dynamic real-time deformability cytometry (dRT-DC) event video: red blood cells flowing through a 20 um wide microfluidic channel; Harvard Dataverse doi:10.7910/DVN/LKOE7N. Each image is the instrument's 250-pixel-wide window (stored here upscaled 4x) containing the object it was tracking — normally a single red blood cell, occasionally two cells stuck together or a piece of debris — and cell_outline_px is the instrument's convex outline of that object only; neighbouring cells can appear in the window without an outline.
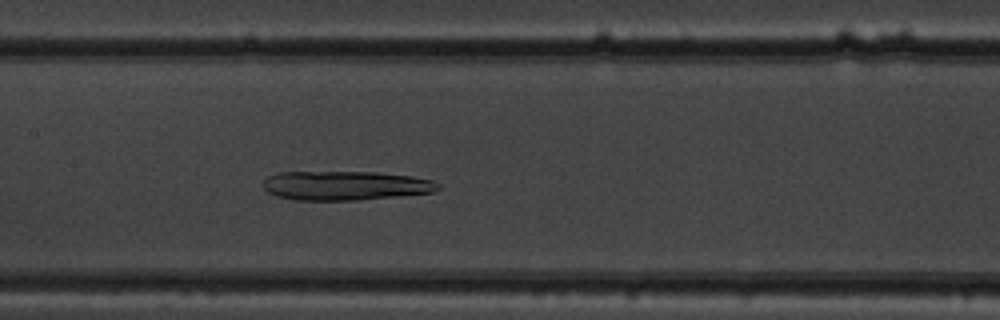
{"species": "common noctule bat (a hibernating species)", "species_latin": "Nyctalus noctula", "temperature_condition": "warm", "stored_images_in_passage": 47, "camera_frame_rate_fps": 3000, "um_per_image_px": 0.085, "animal": {"sex": "male", "body_mass_g": 19.5, "forearm_length_mm": 54.6}, "frame": {"image": 1, "passage_image": 19, "time_ms": 6.0, "image_size_px": [1000, 320], "cell_outline_px": [[440, 188], [436, 192], [400, 196], [356, 200], [292, 200], [276, 196], [268, 192], [264, 188], [264, 180], [268, 176], [280, 172], [376, 172], [412, 176], [432, 180], [440, 184]], "centroid_in_image_um": [29.38, 15.78], "position_along_channel_um": 178.0, "area_um2": 29.94}}
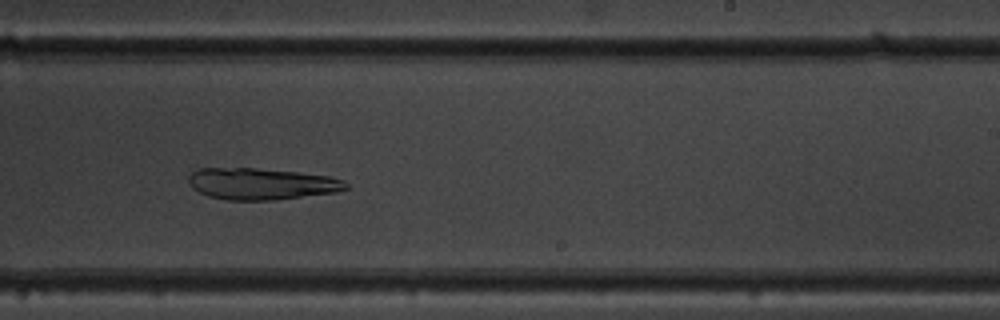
{"frame": {"image": 2, "passage_image": 26, "time_ms": 8.333, "image_size_px": [1000, 320], "cell_outline_px": [[348, 188], [336, 192], [272, 200], [228, 200], [208, 196], [192, 188], [188, 184], [188, 176], [196, 168], [256, 168], [296, 172], [328, 176], [344, 180], [348, 184]], "centroid_in_image_um": [22.18, 15.62], "position_along_channel_um": 266.8, "area_um2": 28.9}}
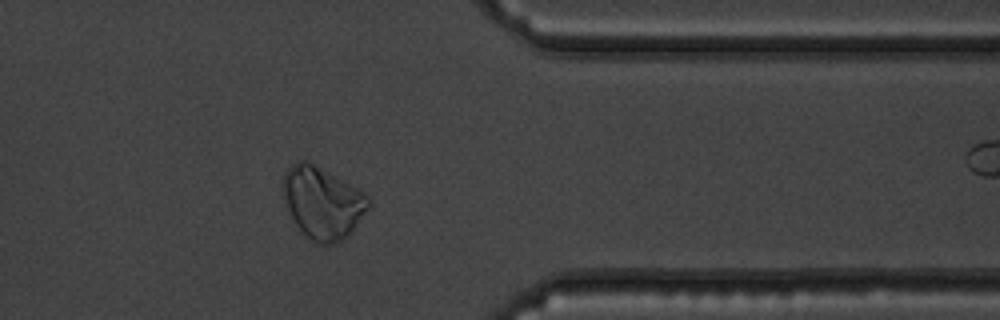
{"frame": {"image": 3, "passage_image": 36, "time_ms": 11.667, "image_size_px": [1000, 320], "cell_outline_px": [[372, 208], [348, 236], [344, 240], [336, 244], [316, 244], [308, 240], [304, 236], [292, 220], [288, 212], [284, 200], [284, 172], [296, 160], [308, 160], [364, 192], [372, 200]], "centroid_in_image_um": [27.45, 17.27], "position_along_channel_um": 384.0, "area_um2": 36.65}}